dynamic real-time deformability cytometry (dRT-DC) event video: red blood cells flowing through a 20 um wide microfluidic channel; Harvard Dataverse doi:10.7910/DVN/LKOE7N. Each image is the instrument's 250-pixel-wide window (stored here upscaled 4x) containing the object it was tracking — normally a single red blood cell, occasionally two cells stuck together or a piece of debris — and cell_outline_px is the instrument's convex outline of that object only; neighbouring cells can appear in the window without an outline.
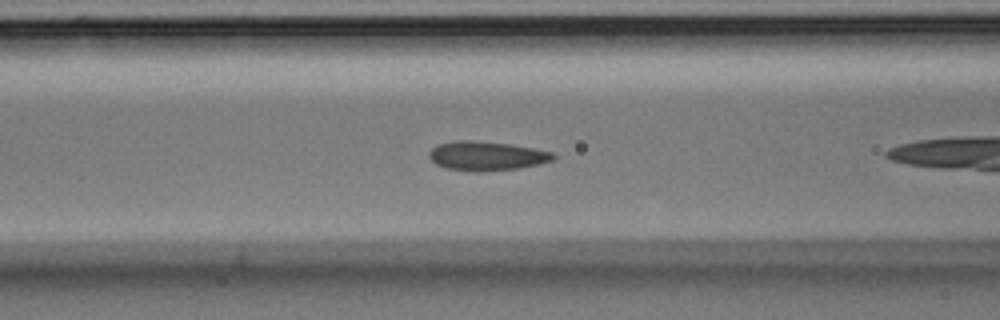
{"species": "Egyptian fruit bat (a non-hibernating species)", "species_latin": "Rousettus aegyptiacus", "temperature_condition": "room temperature", "stored_images_in_passage": 8, "camera_frame_rate_fps": 3000, "um_per_image_px": 0.085, "animal": {"sex": "male"}, "frame": {"image": 1, "passage_image": 7, "time_ms": 2.0, "image_size_px": [1000, 320], "cell_outline_px": [[556, 156], [552, 160], [540, 164], [520, 168], [480, 172], [476, 172], [444, 168], [436, 164], [428, 156], [428, 152], [436, 144], [456, 140], [472, 140], [512, 144], [552, 152]], "centroid_in_image_um": [41.33, 13.25], "position_along_channel_um": 125.3, "area_um2": 21.33}}